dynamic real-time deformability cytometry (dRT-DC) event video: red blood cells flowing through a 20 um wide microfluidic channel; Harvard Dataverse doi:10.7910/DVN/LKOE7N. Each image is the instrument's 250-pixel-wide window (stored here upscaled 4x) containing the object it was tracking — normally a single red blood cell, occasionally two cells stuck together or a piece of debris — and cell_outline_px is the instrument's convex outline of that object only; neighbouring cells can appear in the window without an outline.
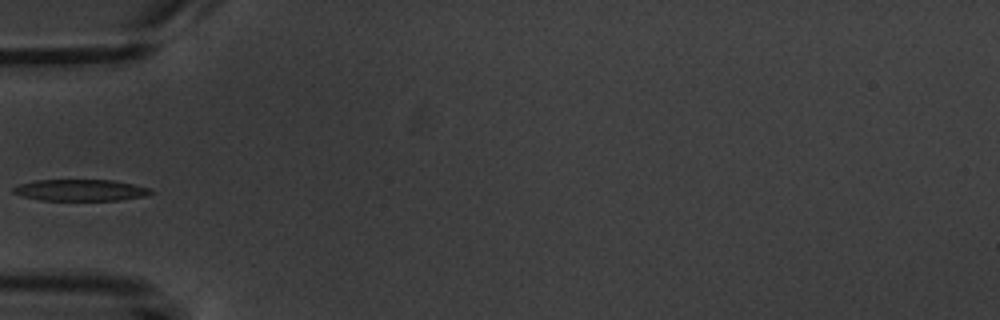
{"species": "common noctule bat (a hibernating species)", "species_latin": "Nyctalus noctula", "temperature_condition": "warm", "stored_images_in_passage": 4, "camera_frame_rate_fps": 3000, "um_per_image_px": 0.085, "animal": {"sex": "male", "body_mass_g": 20.1, "forearm_length_mm": 53.5}, "frame": {"image": 1, "passage_image": 3, "time_ms": 3.333, "image_size_px": [1000, 320], "cell_outline_px": [[152, 192], [144, 196], [120, 200], [40, 200], [20, 196], [12, 192], [12, 188], [20, 184], [36, 180], [112, 180], [132, 184], [148, 188]], "centroid_in_image_um": [6.77, 16.16], "position_along_channel_um": 78.2, "area_um2": 17.05}}